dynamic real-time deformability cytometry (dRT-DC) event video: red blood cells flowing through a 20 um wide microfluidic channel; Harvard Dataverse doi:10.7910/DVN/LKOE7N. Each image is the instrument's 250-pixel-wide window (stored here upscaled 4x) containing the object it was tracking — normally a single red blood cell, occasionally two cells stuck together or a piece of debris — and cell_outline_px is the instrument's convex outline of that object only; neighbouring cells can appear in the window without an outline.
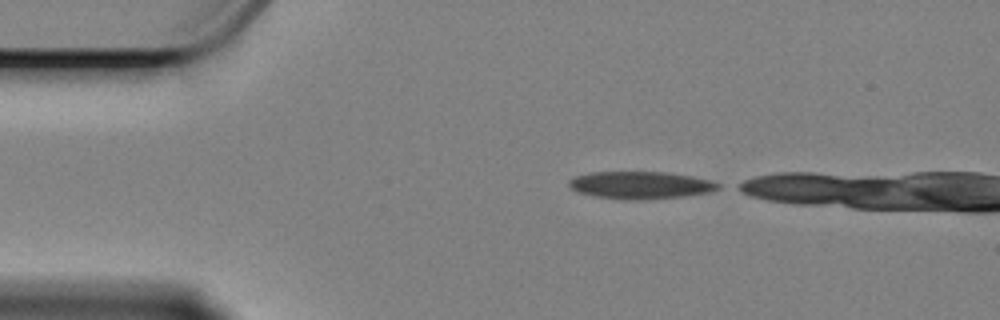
{"species": "Egyptian fruit bat (a non-hibernating species)", "species_latin": "Rousettus aegyptiacus", "temperature_condition": "cold", "stored_images_in_passage": 5, "camera_frame_rate_fps": 3000, "um_per_image_px": 0.085, "animal": {"sex": "female"}, "frame": {"image": 1, "passage_image": 1, "time_ms": 0.0, "image_size_px": [1000, 320], "cell_outline_px": [[720, 188], [708, 192], [684, 196], [644, 200], [624, 200], [592, 196], [576, 192], [568, 188], [568, 180], [576, 176], [588, 172], [668, 172], [692, 176], [712, 180], [720, 184]], "centroid_in_image_um": [54.39, 15.74], "position_along_channel_um": 30.6, "area_um2": 24.22}}